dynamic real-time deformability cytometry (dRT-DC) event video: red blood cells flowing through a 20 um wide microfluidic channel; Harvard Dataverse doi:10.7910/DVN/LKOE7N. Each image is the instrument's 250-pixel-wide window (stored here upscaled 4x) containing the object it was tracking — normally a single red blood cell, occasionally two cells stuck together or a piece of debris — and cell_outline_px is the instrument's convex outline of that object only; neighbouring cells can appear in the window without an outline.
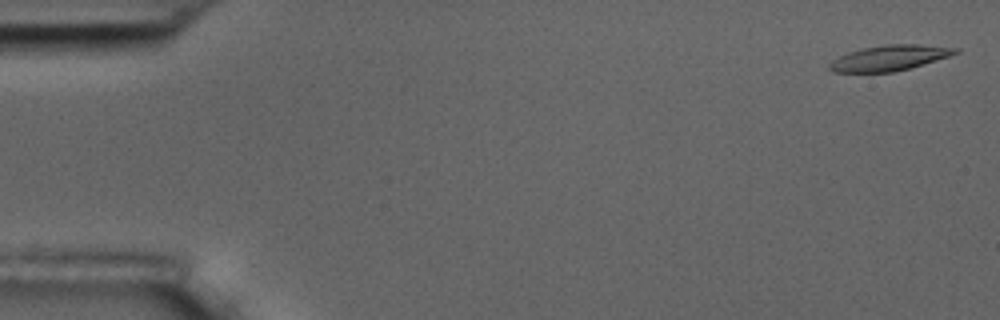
{"species": "common noctule bat (a hibernating species)", "species_latin": "Nyctalus noctula", "temperature_condition": "room temperature", "stored_images_in_passage": 9, "camera_frame_rate_fps": 3000, "um_per_image_px": 0.085, "animal": {"sex": "male", "body_mass_g": 17.5, "forearm_length_mm": 52.3}, "frame": {"image": 1, "passage_image": 1, "time_ms": 0.0, "image_size_px": [1000, 320], "cell_outline_px": [[960, 52], [948, 56], [908, 68], [892, 72], [832, 72], [828, 68], [828, 64], [832, 60], [848, 52], [864, 48], [884, 44], [920, 44], [960, 48]], "centroid_in_image_um": [75.58, 4.91], "position_along_channel_um": 9.4, "area_um2": 18.5}}
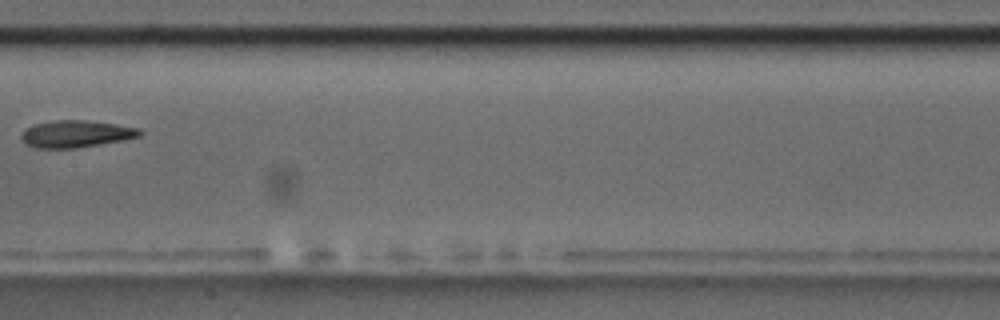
{"frame": {"image": 2, "passage_image": 8, "time_ms": 9.0, "image_size_px": [1000, 320], "cell_outline_px": [[144, 132], [140, 136], [124, 140], [76, 148], [36, 148], [24, 144], [20, 140], [20, 136], [28, 128], [36, 124], [52, 120], [84, 120], [116, 124], [140, 128]], "centroid_in_image_um": [6.48, 11.39], "position_along_channel_um": 200.9, "area_um2": 18.73}}
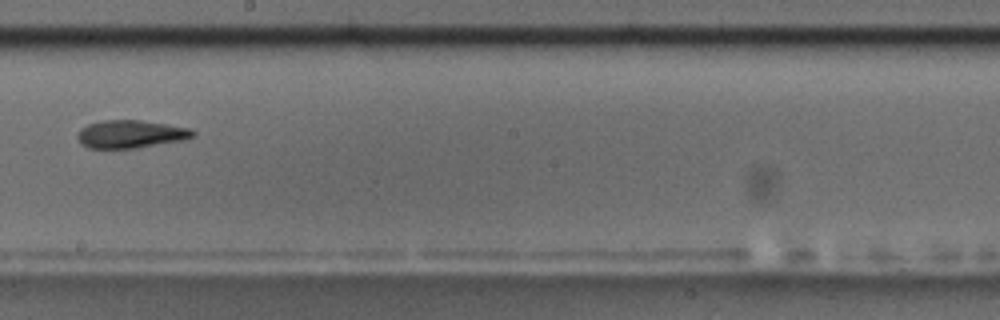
{"frame": {"image": 3, "passage_image": 9, "time_ms": 10.0, "image_size_px": [1000, 320], "cell_outline_px": [[196, 132], [192, 136], [184, 140], [136, 148], [88, 148], [80, 144], [76, 136], [80, 128], [88, 124], [104, 120], [140, 120], [168, 124], [192, 128]], "centroid_in_image_um": [11.1, 11.39], "position_along_channel_um": 237.1, "area_um2": 18.9}}